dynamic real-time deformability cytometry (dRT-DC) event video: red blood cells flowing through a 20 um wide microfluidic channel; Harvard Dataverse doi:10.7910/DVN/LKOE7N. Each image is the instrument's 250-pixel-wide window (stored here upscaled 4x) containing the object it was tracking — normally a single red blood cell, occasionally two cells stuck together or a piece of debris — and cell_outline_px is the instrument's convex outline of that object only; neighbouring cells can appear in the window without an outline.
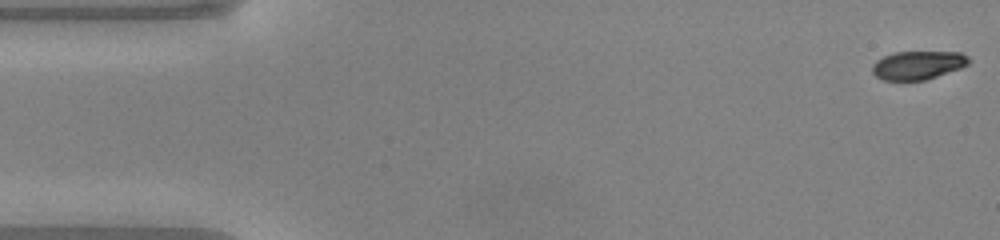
{"species": "common noctule bat (a hibernating species)", "species_latin": "Nyctalus noctula", "temperature_condition": "warm", "stored_images_in_passage": 49, "camera_frame_rate_fps": 3000, "um_per_image_px": 0.085, "animal": {"sex": "male", "body_mass_g": 20.0, "forearm_length_mm": 53.3}, "frame": {"image": 1, "passage_image": 1, "time_ms": 0.0, "image_size_px": [1000, 240], "cell_outline_px": [[972, 60], [968, 64], [960, 68], [924, 80], [884, 80], [876, 76], [872, 72], [872, 64], [876, 60], [892, 52], [960, 52], [968, 56]], "centroid_in_image_um": [78.01, 5.53], "position_along_channel_um": 7.0, "area_um2": 16.01}}
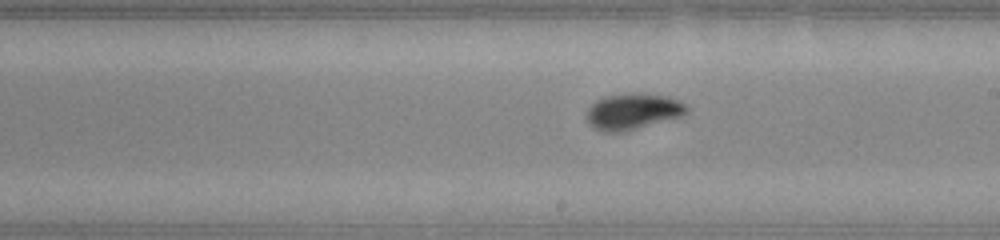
{"frame": {"image": 2, "passage_image": 27, "time_ms": 8.667, "image_size_px": [1000, 240], "cell_outline_px": [[688, 112], [680, 116], [624, 132], [600, 132], [588, 120], [588, 108], [596, 100], [604, 96], [668, 96], [688, 104]], "centroid_in_image_um": [53.81, 9.52], "position_along_channel_um": 235.2, "area_um2": 20.06}}
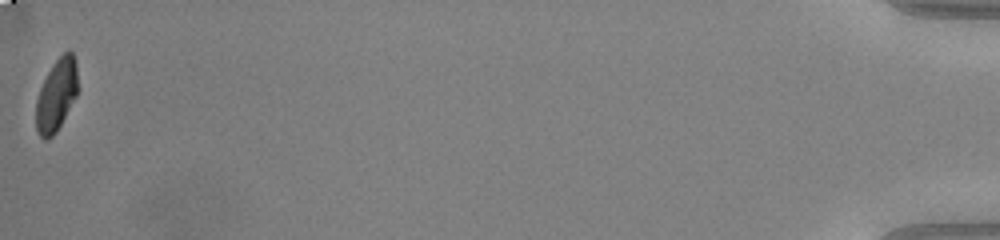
{"frame": {"image": 3, "passage_image": 49, "time_ms": 16.0, "image_size_px": [1000, 240], "cell_outline_px": [[76, 96], [56, 132], [52, 136], [44, 140], [40, 136], [36, 128], [36, 100], [40, 88], [52, 64], [68, 48], [72, 52], [76, 64]], "centroid_in_image_um": [4.77, 8.07], "position_along_channel_um": 430.4, "area_um2": 17.22}, "authors_computed_cell_mechanics": {"area_um2": 18.8428, "velocity_mm_per_s": 4.1121, "shape_relaxation_time_tau1_ms": 1.9117, "shape_relaxation_time_tau2_ms": null, "deformation_change_tau1": 0.1468, "deformation_change_tau2": null}}